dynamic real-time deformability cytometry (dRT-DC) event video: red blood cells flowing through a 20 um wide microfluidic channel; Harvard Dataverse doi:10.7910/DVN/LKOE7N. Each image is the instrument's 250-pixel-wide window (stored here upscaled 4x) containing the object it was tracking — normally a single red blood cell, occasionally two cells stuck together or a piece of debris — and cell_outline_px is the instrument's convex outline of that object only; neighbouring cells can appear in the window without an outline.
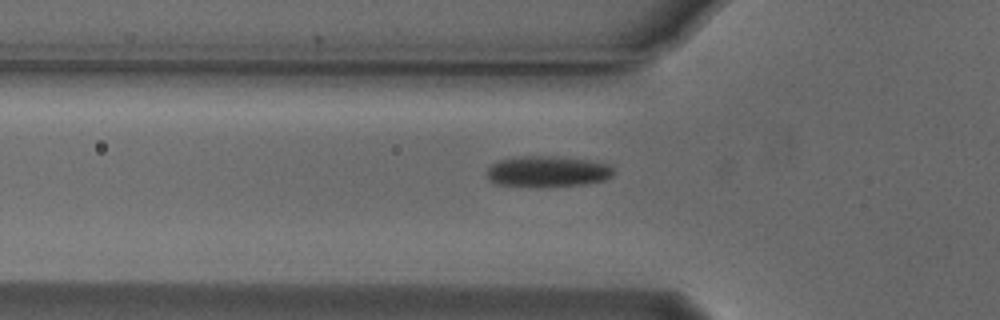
{"species": "Egyptian fruit bat (a non-hibernating species)", "species_latin": "Rousettus aegyptiacus", "temperature_condition": "cold", "stored_images_in_passage": 23, "camera_frame_rate_fps": 3000, "um_per_image_px": 0.085, "animal": {"sex": "male"}, "frame": {"image": 1, "passage_image": 2, "time_ms": 0.333, "image_size_px": [1000, 320], "cell_outline_px": [[616, 172], [612, 176], [604, 180], [584, 184], [536, 188], [496, 184], [488, 180], [488, 168], [492, 164], [500, 160], [524, 156], [556, 156], [588, 160], [612, 164]], "centroid_in_image_um": [46.58, 14.59], "position_along_channel_um": 79.2, "area_um2": 23.29}}
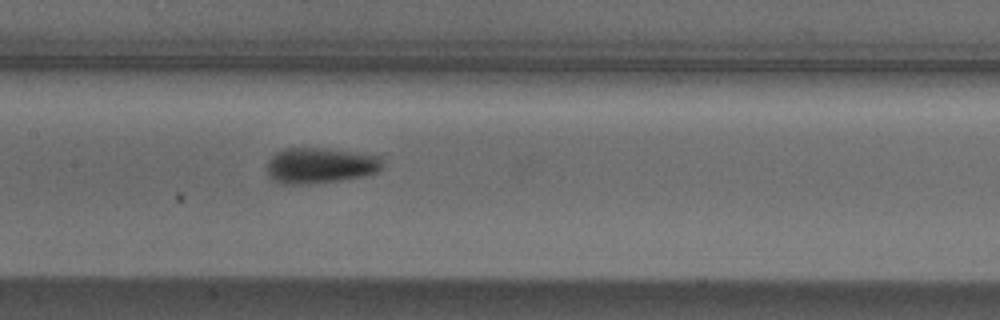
{"frame": {"image": 2, "passage_image": 10, "time_ms": 3.0, "image_size_px": [1000, 320], "cell_outline_px": [[384, 164], [376, 172], [360, 176], [340, 180], [308, 184], [284, 184], [268, 176], [268, 160], [276, 152], [284, 148], [324, 148], [380, 156]], "centroid_in_image_um": [27.19, 14.06], "position_along_channel_um": 180.2, "area_um2": 23.76}}
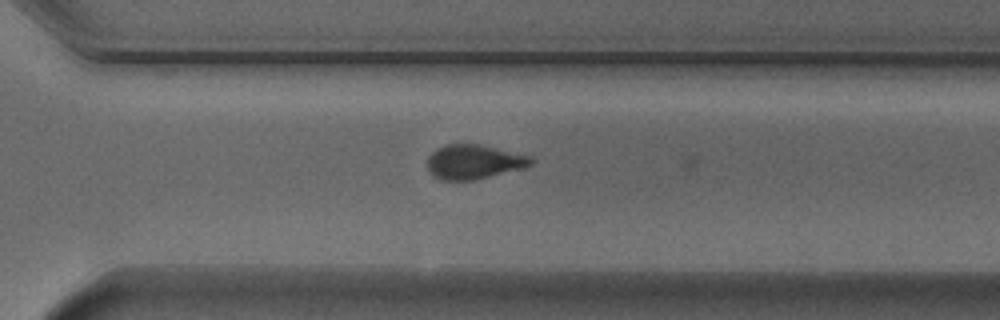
{"frame": {"image": 3, "passage_image": 22, "time_ms": 7.0, "image_size_px": [1000, 320], "cell_outline_px": [[536, 160], [532, 164], [520, 168], [472, 180], [440, 180], [432, 176], [428, 172], [428, 156], [436, 148], [444, 144], [480, 144], [532, 156]], "centroid_in_image_um": [40.24, 13.74], "position_along_channel_um": 330.4, "area_um2": 20.75}}